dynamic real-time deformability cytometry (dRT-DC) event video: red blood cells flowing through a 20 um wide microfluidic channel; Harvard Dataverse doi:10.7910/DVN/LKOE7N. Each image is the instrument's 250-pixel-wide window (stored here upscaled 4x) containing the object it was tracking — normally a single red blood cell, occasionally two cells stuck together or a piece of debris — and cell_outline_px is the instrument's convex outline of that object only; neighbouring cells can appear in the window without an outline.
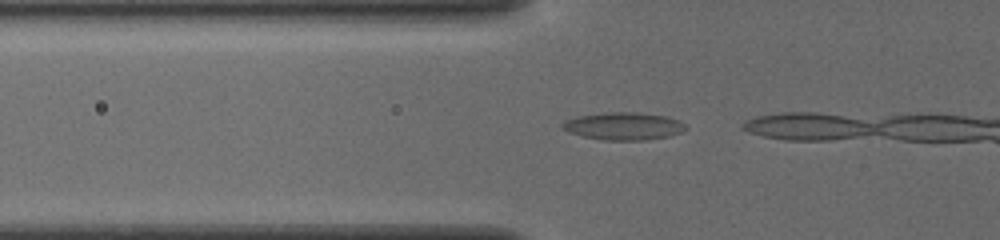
{"species": "common noctule bat (a hibernating species)", "species_latin": "Nyctalus noctula", "temperature_condition": "cold", "stored_images_in_passage": 6, "camera_frame_rate_fps": 3000, "um_per_image_px": 0.085, "animal": {"sex": "female", "body_mass_g": 19.5, "forearm_length_mm": 54.1}, "frame": {"image": 1, "passage_image": 4, "time_ms": 1.0, "image_size_px": [1000, 240], "cell_outline_px": [[688, 128], [680, 132], [668, 136], [644, 140], [604, 140], [584, 136], [568, 132], [560, 124], [564, 120], [576, 116], [612, 112], [636, 112], [664, 116], [676, 120], [684, 124]], "centroid_in_image_um": [52.96, 10.72], "position_along_channel_um": 72.8, "area_um2": 19.54}}